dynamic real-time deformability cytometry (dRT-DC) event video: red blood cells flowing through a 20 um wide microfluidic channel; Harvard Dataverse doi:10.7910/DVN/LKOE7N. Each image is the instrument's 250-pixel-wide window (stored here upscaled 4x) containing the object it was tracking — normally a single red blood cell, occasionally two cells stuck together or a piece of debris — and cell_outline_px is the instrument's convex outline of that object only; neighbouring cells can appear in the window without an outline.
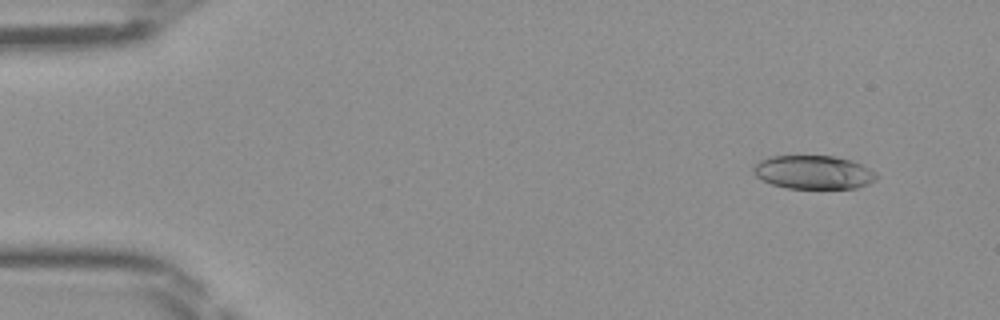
{"species": "Egyptian fruit bat (a non-hibernating species)", "species_latin": "Rousettus aegyptiacus", "temperature_condition": "room temperature", "stored_images_in_passage": 45, "camera_frame_rate_fps": 3000, "um_per_image_px": 0.085, "frame": {"image": 1, "passage_image": 4, "time_ms": 1.0, "image_size_px": [1000, 320], "cell_outline_px": [[880, 176], [876, 180], [868, 184], [856, 188], [788, 188], [772, 184], [756, 176], [752, 172], [752, 168], [760, 160], [768, 156], [832, 156], [848, 160], [860, 164], [876, 172]], "centroid_in_image_um": [69.15, 14.64], "position_along_channel_um": 15.9, "area_um2": 23.99}}
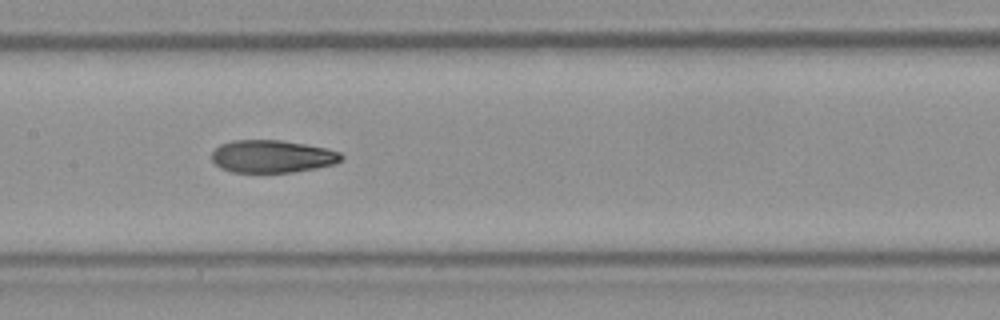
{"frame": {"image": 2, "passage_image": 23, "time_ms": 7.333, "image_size_px": [1000, 320], "cell_outline_px": [[344, 156], [336, 164], [316, 168], [292, 172], [232, 172], [220, 168], [212, 160], [212, 152], [220, 144], [232, 140], [280, 140], [304, 144], [324, 148], [340, 152]], "centroid_in_image_um": [23.12, 13.29], "position_along_channel_um": 184.3, "area_um2": 24.57}}
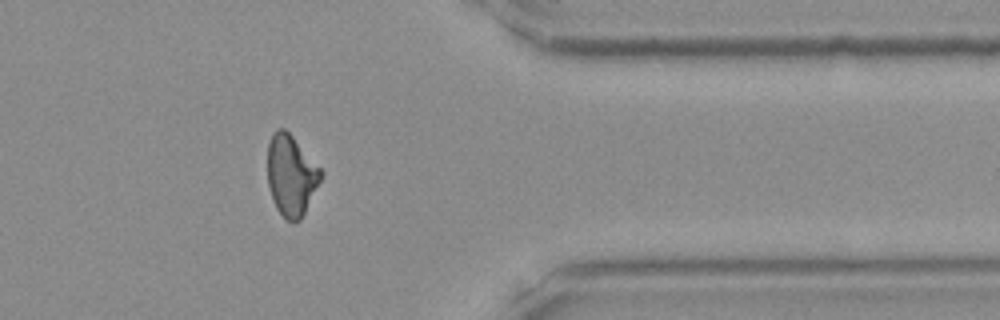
{"frame": {"image": 3, "passage_image": 38, "time_ms": 12.333, "image_size_px": [1000, 320], "cell_outline_px": [[324, 172], [300, 220], [292, 224], [276, 208], [272, 200], [268, 184], [268, 140], [272, 132], [276, 128], [284, 128], [292, 136]], "centroid_in_image_um": [24.72, 14.88], "position_along_channel_um": 386.7, "area_um2": 24.91}}